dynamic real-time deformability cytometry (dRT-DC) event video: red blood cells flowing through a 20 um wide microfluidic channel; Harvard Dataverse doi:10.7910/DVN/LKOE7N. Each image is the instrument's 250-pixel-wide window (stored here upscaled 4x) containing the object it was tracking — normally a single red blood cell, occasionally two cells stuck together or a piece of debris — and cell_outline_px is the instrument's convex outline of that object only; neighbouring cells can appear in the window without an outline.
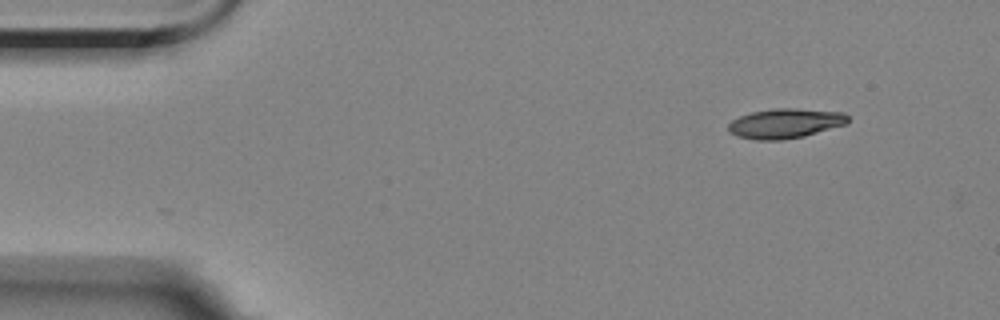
{"species": "Egyptian fruit bat (a non-hibernating species)", "species_latin": "Rousettus aegyptiacus", "temperature_condition": "room temperature", "stored_images_in_passage": 3, "camera_frame_rate_fps": 3000, "um_per_image_px": 0.085, "animal": {"sex": "female"}, "frame": {"image": 1, "passage_image": 1, "time_ms": 0.0, "image_size_px": [1000, 320], "cell_outline_px": [[848, 124], [804, 136], [780, 140], [756, 140], [736, 136], [728, 132], [728, 124], [732, 120], [740, 116], [752, 112], [772, 108], [796, 108], [844, 112], [848, 116]], "centroid_in_image_um": [66.74, 10.48], "position_along_channel_um": 18.3, "area_um2": 20.92}}
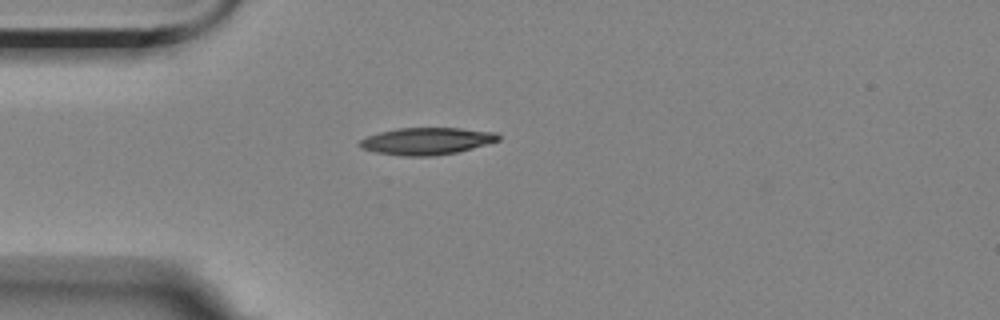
{"frame": {"image": 2, "passage_image": 3, "time_ms": 3.0, "image_size_px": [1000, 320], "cell_outline_px": [[500, 140], [472, 148], [456, 152], [432, 156], [400, 156], [376, 152], [360, 148], [356, 144], [360, 140], [368, 136], [380, 132], [396, 128], [460, 128], [496, 132], [500, 136]], "centroid_in_image_um": [36.24, 11.99], "position_along_channel_um": 48.8, "area_um2": 21.91}}